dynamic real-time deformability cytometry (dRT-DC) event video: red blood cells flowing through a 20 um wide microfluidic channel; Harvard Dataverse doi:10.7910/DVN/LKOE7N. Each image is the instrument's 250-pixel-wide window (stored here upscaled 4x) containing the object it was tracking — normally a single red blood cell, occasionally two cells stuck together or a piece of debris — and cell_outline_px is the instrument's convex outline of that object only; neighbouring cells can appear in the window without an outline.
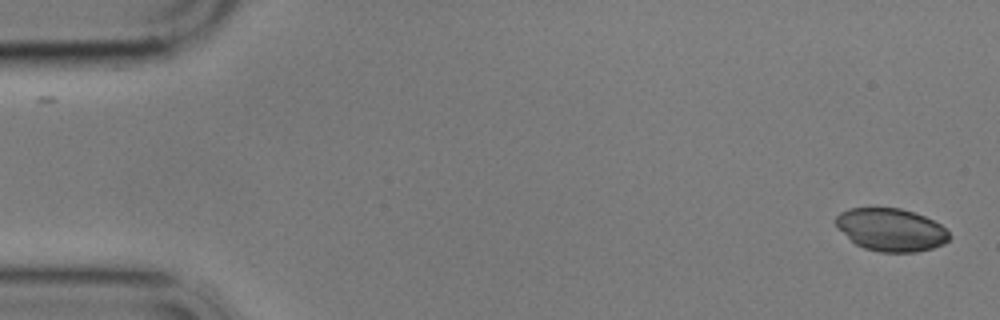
{"species": "common noctule bat (a hibernating species)", "species_latin": "Nyctalus noctula", "temperature_condition": "cold", "stored_images_in_passage": 2, "camera_frame_rate_fps": 3000, "um_per_image_px": 0.085, "animal": {"sex": "male", "body_mass_g": 17.9}, "frame": {"image": 1, "passage_image": 2, "time_ms": 1.0, "image_size_px": [1000, 320], "cell_outline_px": [[952, 236], [944, 244], [932, 248], [916, 252], [880, 252], [864, 248], [856, 244], [836, 224], [836, 216], [840, 212], [848, 208], [900, 208], [924, 216], [940, 224]], "centroid_in_image_um": [75.76, 19.53], "position_along_channel_um": 9.2, "area_um2": 27.98}}